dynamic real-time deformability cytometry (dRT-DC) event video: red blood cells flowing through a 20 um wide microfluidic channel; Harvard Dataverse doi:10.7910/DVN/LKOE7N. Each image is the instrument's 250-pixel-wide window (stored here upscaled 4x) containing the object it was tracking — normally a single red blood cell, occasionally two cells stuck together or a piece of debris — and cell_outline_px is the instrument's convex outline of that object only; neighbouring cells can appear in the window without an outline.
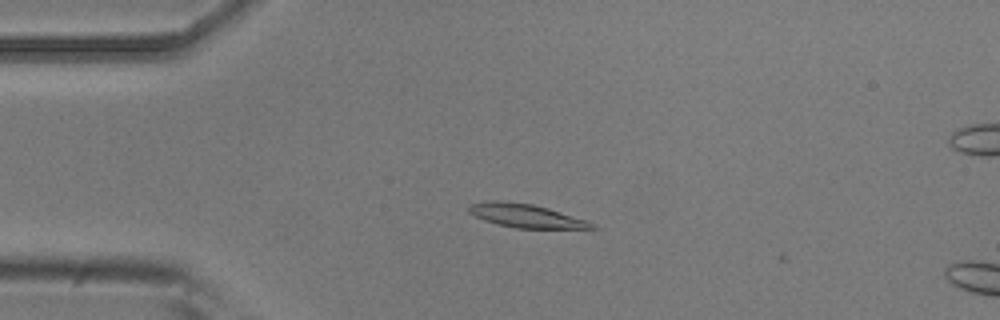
{"species": "common noctule bat (a hibernating species)", "species_latin": "Nyctalus noctula", "temperature_condition": "room temperature", "stored_images_in_passage": 2, "camera_frame_rate_fps": 3000, "um_per_image_px": 0.085, "animal": {"sex": "male", "body_mass_g": 20.5, "forearm_length_mm": 52.5}, "frame": {"image": 1, "passage_image": 1, "time_ms": 0.0, "image_size_px": [1000, 320], "cell_outline_px": [[596, 228], [516, 228], [496, 224], [484, 220], [468, 212], [468, 204], [492, 200], [500, 200], [532, 204], [548, 208], [588, 220], [596, 224]], "centroid_in_image_um": [44.69, 18.33], "position_along_channel_um": 40.3, "area_um2": 16.88}}